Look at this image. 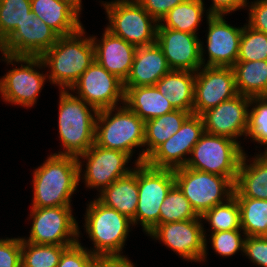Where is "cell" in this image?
Returning <instances> with one entry per match:
<instances>
[{
    "mask_svg": "<svg viewBox=\"0 0 267 267\" xmlns=\"http://www.w3.org/2000/svg\"><path fill=\"white\" fill-rule=\"evenodd\" d=\"M249 11L248 25L267 34V0L252 2Z\"/></svg>",
    "mask_w": 267,
    "mask_h": 267,
    "instance_id": "43",
    "label": "cell"
},
{
    "mask_svg": "<svg viewBox=\"0 0 267 267\" xmlns=\"http://www.w3.org/2000/svg\"><path fill=\"white\" fill-rule=\"evenodd\" d=\"M190 112L175 109L172 112L161 115L160 117L145 121L144 129V147L136 160V164L144 163L146 158L168 138L175 134L190 115Z\"/></svg>",
    "mask_w": 267,
    "mask_h": 267,
    "instance_id": "28",
    "label": "cell"
},
{
    "mask_svg": "<svg viewBox=\"0 0 267 267\" xmlns=\"http://www.w3.org/2000/svg\"><path fill=\"white\" fill-rule=\"evenodd\" d=\"M31 0H0V38L5 41L31 17Z\"/></svg>",
    "mask_w": 267,
    "mask_h": 267,
    "instance_id": "35",
    "label": "cell"
},
{
    "mask_svg": "<svg viewBox=\"0 0 267 267\" xmlns=\"http://www.w3.org/2000/svg\"><path fill=\"white\" fill-rule=\"evenodd\" d=\"M201 221V218H196L159 224L148 234L161 240L183 259L203 261L207 255V243Z\"/></svg>",
    "mask_w": 267,
    "mask_h": 267,
    "instance_id": "13",
    "label": "cell"
},
{
    "mask_svg": "<svg viewBox=\"0 0 267 267\" xmlns=\"http://www.w3.org/2000/svg\"><path fill=\"white\" fill-rule=\"evenodd\" d=\"M72 245L35 244L21 238L22 267H57L63 251Z\"/></svg>",
    "mask_w": 267,
    "mask_h": 267,
    "instance_id": "32",
    "label": "cell"
},
{
    "mask_svg": "<svg viewBox=\"0 0 267 267\" xmlns=\"http://www.w3.org/2000/svg\"><path fill=\"white\" fill-rule=\"evenodd\" d=\"M243 153L239 142L204 132L185 167L227 177L234 184Z\"/></svg>",
    "mask_w": 267,
    "mask_h": 267,
    "instance_id": "6",
    "label": "cell"
},
{
    "mask_svg": "<svg viewBox=\"0 0 267 267\" xmlns=\"http://www.w3.org/2000/svg\"><path fill=\"white\" fill-rule=\"evenodd\" d=\"M174 185L173 169L153 168L145 162L139 163L138 204L132 225L140 221L146 234L159 225L160 206Z\"/></svg>",
    "mask_w": 267,
    "mask_h": 267,
    "instance_id": "9",
    "label": "cell"
},
{
    "mask_svg": "<svg viewBox=\"0 0 267 267\" xmlns=\"http://www.w3.org/2000/svg\"><path fill=\"white\" fill-rule=\"evenodd\" d=\"M245 237L267 236V200L236 197Z\"/></svg>",
    "mask_w": 267,
    "mask_h": 267,
    "instance_id": "31",
    "label": "cell"
},
{
    "mask_svg": "<svg viewBox=\"0 0 267 267\" xmlns=\"http://www.w3.org/2000/svg\"><path fill=\"white\" fill-rule=\"evenodd\" d=\"M33 224L29 239L35 244L74 245L79 242V228L71 206L31 208Z\"/></svg>",
    "mask_w": 267,
    "mask_h": 267,
    "instance_id": "10",
    "label": "cell"
},
{
    "mask_svg": "<svg viewBox=\"0 0 267 267\" xmlns=\"http://www.w3.org/2000/svg\"><path fill=\"white\" fill-rule=\"evenodd\" d=\"M7 63H24L21 68H14L0 79V93L6 102L31 107L36 103L40 90L48 75H43L34 68L44 65L41 57H16L4 55ZM34 67V68H33Z\"/></svg>",
    "mask_w": 267,
    "mask_h": 267,
    "instance_id": "11",
    "label": "cell"
},
{
    "mask_svg": "<svg viewBox=\"0 0 267 267\" xmlns=\"http://www.w3.org/2000/svg\"><path fill=\"white\" fill-rule=\"evenodd\" d=\"M115 109L118 108L98 111L95 144L106 149L125 152L131 157L134 147L144 146L145 122L126 105L120 107L113 116L111 114Z\"/></svg>",
    "mask_w": 267,
    "mask_h": 267,
    "instance_id": "4",
    "label": "cell"
},
{
    "mask_svg": "<svg viewBox=\"0 0 267 267\" xmlns=\"http://www.w3.org/2000/svg\"><path fill=\"white\" fill-rule=\"evenodd\" d=\"M253 103L256 105L249 110L246 136L261 145H267V96L250 97V106ZM265 149L264 153L267 152V148Z\"/></svg>",
    "mask_w": 267,
    "mask_h": 267,
    "instance_id": "37",
    "label": "cell"
},
{
    "mask_svg": "<svg viewBox=\"0 0 267 267\" xmlns=\"http://www.w3.org/2000/svg\"><path fill=\"white\" fill-rule=\"evenodd\" d=\"M72 4L79 12H81V0H63Z\"/></svg>",
    "mask_w": 267,
    "mask_h": 267,
    "instance_id": "47",
    "label": "cell"
},
{
    "mask_svg": "<svg viewBox=\"0 0 267 267\" xmlns=\"http://www.w3.org/2000/svg\"><path fill=\"white\" fill-rule=\"evenodd\" d=\"M200 218L209 222L212 233L241 229L240 208L234 195L226 202L205 211Z\"/></svg>",
    "mask_w": 267,
    "mask_h": 267,
    "instance_id": "33",
    "label": "cell"
},
{
    "mask_svg": "<svg viewBox=\"0 0 267 267\" xmlns=\"http://www.w3.org/2000/svg\"><path fill=\"white\" fill-rule=\"evenodd\" d=\"M31 11L59 36L70 35L82 28L79 11L68 1L31 0Z\"/></svg>",
    "mask_w": 267,
    "mask_h": 267,
    "instance_id": "23",
    "label": "cell"
},
{
    "mask_svg": "<svg viewBox=\"0 0 267 267\" xmlns=\"http://www.w3.org/2000/svg\"><path fill=\"white\" fill-rule=\"evenodd\" d=\"M204 132L201 115L190 114L180 129L159 145L146 158L145 163L153 168L174 170L184 167L188 161L184 156L191 154L193 147Z\"/></svg>",
    "mask_w": 267,
    "mask_h": 267,
    "instance_id": "12",
    "label": "cell"
},
{
    "mask_svg": "<svg viewBox=\"0 0 267 267\" xmlns=\"http://www.w3.org/2000/svg\"><path fill=\"white\" fill-rule=\"evenodd\" d=\"M103 267H134L124 255L103 256Z\"/></svg>",
    "mask_w": 267,
    "mask_h": 267,
    "instance_id": "45",
    "label": "cell"
},
{
    "mask_svg": "<svg viewBox=\"0 0 267 267\" xmlns=\"http://www.w3.org/2000/svg\"><path fill=\"white\" fill-rule=\"evenodd\" d=\"M59 99L58 128L65 150L54 154L79 157L95 143L98 110L68 90H61Z\"/></svg>",
    "mask_w": 267,
    "mask_h": 267,
    "instance_id": "3",
    "label": "cell"
},
{
    "mask_svg": "<svg viewBox=\"0 0 267 267\" xmlns=\"http://www.w3.org/2000/svg\"><path fill=\"white\" fill-rule=\"evenodd\" d=\"M239 230L212 233L210 238L215 252L224 257L234 255L239 250L244 251L245 238H241Z\"/></svg>",
    "mask_w": 267,
    "mask_h": 267,
    "instance_id": "38",
    "label": "cell"
},
{
    "mask_svg": "<svg viewBox=\"0 0 267 267\" xmlns=\"http://www.w3.org/2000/svg\"><path fill=\"white\" fill-rule=\"evenodd\" d=\"M232 69L238 94L267 96V60L237 61Z\"/></svg>",
    "mask_w": 267,
    "mask_h": 267,
    "instance_id": "29",
    "label": "cell"
},
{
    "mask_svg": "<svg viewBox=\"0 0 267 267\" xmlns=\"http://www.w3.org/2000/svg\"><path fill=\"white\" fill-rule=\"evenodd\" d=\"M79 158L87 161L84 174L86 186L89 188L100 187L99 192L132 171L125 167L131 158L127 153L106 149L95 143L80 157H77V159Z\"/></svg>",
    "mask_w": 267,
    "mask_h": 267,
    "instance_id": "18",
    "label": "cell"
},
{
    "mask_svg": "<svg viewBox=\"0 0 267 267\" xmlns=\"http://www.w3.org/2000/svg\"><path fill=\"white\" fill-rule=\"evenodd\" d=\"M199 40L197 34L157 28L156 43L161 47L171 70L197 72L205 65L204 49Z\"/></svg>",
    "mask_w": 267,
    "mask_h": 267,
    "instance_id": "16",
    "label": "cell"
},
{
    "mask_svg": "<svg viewBox=\"0 0 267 267\" xmlns=\"http://www.w3.org/2000/svg\"><path fill=\"white\" fill-rule=\"evenodd\" d=\"M200 218L189 200L175 184L160 206L159 224Z\"/></svg>",
    "mask_w": 267,
    "mask_h": 267,
    "instance_id": "34",
    "label": "cell"
},
{
    "mask_svg": "<svg viewBox=\"0 0 267 267\" xmlns=\"http://www.w3.org/2000/svg\"><path fill=\"white\" fill-rule=\"evenodd\" d=\"M94 257L88 249L77 242L63 251L57 267H85Z\"/></svg>",
    "mask_w": 267,
    "mask_h": 267,
    "instance_id": "39",
    "label": "cell"
},
{
    "mask_svg": "<svg viewBox=\"0 0 267 267\" xmlns=\"http://www.w3.org/2000/svg\"><path fill=\"white\" fill-rule=\"evenodd\" d=\"M155 86L175 109L193 114L195 72L170 70Z\"/></svg>",
    "mask_w": 267,
    "mask_h": 267,
    "instance_id": "27",
    "label": "cell"
},
{
    "mask_svg": "<svg viewBox=\"0 0 267 267\" xmlns=\"http://www.w3.org/2000/svg\"><path fill=\"white\" fill-rule=\"evenodd\" d=\"M59 35L31 11V17L18 24L4 41L7 55L16 57H40L58 40Z\"/></svg>",
    "mask_w": 267,
    "mask_h": 267,
    "instance_id": "19",
    "label": "cell"
},
{
    "mask_svg": "<svg viewBox=\"0 0 267 267\" xmlns=\"http://www.w3.org/2000/svg\"><path fill=\"white\" fill-rule=\"evenodd\" d=\"M126 176L118 178L101 190L99 198L102 204L114 208L120 214L133 220L138 204V164Z\"/></svg>",
    "mask_w": 267,
    "mask_h": 267,
    "instance_id": "24",
    "label": "cell"
},
{
    "mask_svg": "<svg viewBox=\"0 0 267 267\" xmlns=\"http://www.w3.org/2000/svg\"><path fill=\"white\" fill-rule=\"evenodd\" d=\"M204 13L203 0H186L171 9L160 22L157 28H171L177 31L196 34L199 22Z\"/></svg>",
    "mask_w": 267,
    "mask_h": 267,
    "instance_id": "30",
    "label": "cell"
},
{
    "mask_svg": "<svg viewBox=\"0 0 267 267\" xmlns=\"http://www.w3.org/2000/svg\"><path fill=\"white\" fill-rule=\"evenodd\" d=\"M0 267H22L21 238L0 239Z\"/></svg>",
    "mask_w": 267,
    "mask_h": 267,
    "instance_id": "40",
    "label": "cell"
},
{
    "mask_svg": "<svg viewBox=\"0 0 267 267\" xmlns=\"http://www.w3.org/2000/svg\"><path fill=\"white\" fill-rule=\"evenodd\" d=\"M267 60V34L251 28L243 27L237 61Z\"/></svg>",
    "mask_w": 267,
    "mask_h": 267,
    "instance_id": "36",
    "label": "cell"
},
{
    "mask_svg": "<svg viewBox=\"0 0 267 267\" xmlns=\"http://www.w3.org/2000/svg\"><path fill=\"white\" fill-rule=\"evenodd\" d=\"M158 23L176 5L186 0H136Z\"/></svg>",
    "mask_w": 267,
    "mask_h": 267,
    "instance_id": "42",
    "label": "cell"
},
{
    "mask_svg": "<svg viewBox=\"0 0 267 267\" xmlns=\"http://www.w3.org/2000/svg\"><path fill=\"white\" fill-rule=\"evenodd\" d=\"M82 162L74 156L51 154L33 174L32 208L71 206V195L76 190Z\"/></svg>",
    "mask_w": 267,
    "mask_h": 267,
    "instance_id": "1",
    "label": "cell"
},
{
    "mask_svg": "<svg viewBox=\"0 0 267 267\" xmlns=\"http://www.w3.org/2000/svg\"><path fill=\"white\" fill-rule=\"evenodd\" d=\"M124 90V104L144 122L175 110L155 85L124 87Z\"/></svg>",
    "mask_w": 267,
    "mask_h": 267,
    "instance_id": "26",
    "label": "cell"
},
{
    "mask_svg": "<svg viewBox=\"0 0 267 267\" xmlns=\"http://www.w3.org/2000/svg\"><path fill=\"white\" fill-rule=\"evenodd\" d=\"M85 216L86 232L95 247L90 252L94 256L121 255L132 220L98 199L90 202Z\"/></svg>",
    "mask_w": 267,
    "mask_h": 267,
    "instance_id": "5",
    "label": "cell"
},
{
    "mask_svg": "<svg viewBox=\"0 0 267 267\" xmlns=\"http://www.w3.org/2000/svg\"><path fill=\"white\" fill-rule=\"evenodd\" d=\"M173 172L175 184L199 216L233 196L234 184L227 177L185 166L176 168Z\"/></svg>",
    "mask_w": 267,
    "mask_h": 267,
    "instance_id": "8",
    "label": "cell"
},
{
    "mask_svg": "<svg viewBox=\"0 0 267 267\" xmlns=\"http://www.w3.org/2000/svg\"><path fill=\"white\" fill-rule=\"evenodd\" d=\"M78 90L77 97L92 105L98 111L116 107L121 100L124 103V86L114 74L109 73L96 60L84 71L70 88Z\"/></svg>",
    "mask_w": 267,
    "mask_h": 267,
    "instance_id": "14",
    "label": "cell"
},
{
    "mask_svg": "<svg viewBox=\"0 0 267 267\" xmlns=\"http://www.w3.org/2000/svg\"><path fill=\"white\" fill-rule=\"evenodd\" d=\"M203 67L195 72L193 114L196 115L238 94L232 67Z\"/></svg>",
    "mask_w": 267,
    "mask_h": 267,
    "instance_id": "15",
    "label": "cell"
},
{
    "mask_svg": "<svg viewBox=\"0 0 267 267\" xmlns=\"http://www.w3.org/2000/svg\"><path fill=\"white\" fill-rule=\"evenodd\" d=\"M245 152L241 158L234 183L235 197H249L267 200V153L257 155L247 165Z\"/></svg>",
    "mask_w": 267,
    "mask_h": 267,
    "instance_id": "25",
    "label": "cell"
},
{
    "mask_svg": "<svg viewBox=\"0 0 267 267\" xmlns=\"http://www.w3.org/2000/svg\"><path fill=\"white\" fill-rule=\"evenodd\" d=\"M207 48L209 59L205 66L232 67L239 56L243 27L227 24L223 15H208Z\"/></svg>",
    "mask_w": 267,
    "mask_h": 267,
    "instance_id": "20",
    "label": "cell"
},
{
    "mask_svg": "<svg viewBox=\"0 0 267 267\" xmlns=\"http://www.w3.org/2000/svg\"><path fill=\"white\" fill-rule=\"evenodd\" d=\"M95 60L109 73L125 81L131 70L136 46L105 30L101 40L92 37ZM98 41V42H97Z\"/></svg>",
    "mask_w": 267,
    "mask_h": 267,
    "instance_id": "21",
    "label": "cell"
},
{
    "mask_svg": "<svg viewBox=\"0 0 267 267\" xmlns=\"http://www.w3.org/2000/svg\"><path fill=\"white\" fill-rule=\"evenodd\" d=\"M84 27L77 32L59 36L57 42L40 57L51 73L52 84H58L61 90L70 88L95 60V48L92 37L82 38Z\"/></svg>",
    "mask_w": 267,
    "mask_h": 267,
    "instance_id": "2",
    "label": "cell"
},
{
    "mask_svg": "<svg viewBox=\"0 0 267 267\" xmlns=\"http://www.w3.org/2000/svg\"><path fill=\"white\" fill-rule=\"evenodd\" d=\"M208 15H225L247 6V0H213Z\"/></svg>",
    "mask_w": 267,
    "mask_h": 267,
    "instance_id": "44",
    "label": "cell"
},
{
    "mask_svg": "<svg viewBox=\"0 0 267 267\" xmlns=\"http://www.w3.org/2000/svg\"><path fill=\"white\" fill-rule=\"evenodd\" d=\"M249 106L250 97L237 94L218 106L206 110L201 114L204 131L236 141V137L247 133Z\"/></svg>",
    "mask_w": 267,
    "mask_h": 267,
    "instance_id": "17",
    "label": "cell"
},
{
    "mask_svg": "<svg viewBox=\"0 0 267 267\" xmlns=\"http://www.w3.org/2000/svg\"><path fill=\"white\" fill-rule=\"evenodd\" d=\"M85 267H103V256H95Z\"/></svg>",
    "mask_w": 267,
    "mask_h": 267,
    "instance_id": "46",
    "label": "cell"
},
{
    "mask_svg": "<svg viewBox=\"0 0 267 267\" xmlns=\"http://www.w3.org/2000/svg\"><path fill=\"white\" fill-rule=\"evenodd\" d=\"M243 252L254 264L267 267V236L245 237Z\"/></svg>",
    "mask_w": 267,
    "mask_h": 267,
    "instance_id": "41",
    "label": "cell"
},
{
    "mask_svg": "<svg viewBox=\"0 0 267 267\" xmlns=\"http://www.w3.org/2000/svg\"><path fill=\"white\" fill-rule=\"evenodd\" d=\"M161 47L155 42L151 45L137 47L133 64L124 87H142L155 85L170 71Z\"/></svg>",
    "mask_w": 267,
    "mask_h": 267,
    "instance_id": "22",
    "label": "cell"
},
{
    "mask_svg": "<svg viewBox=\"0 0 267 267\" xmlns=\"http://www.w3.org/2000/svg\"><path fill=\"white\" fill-rule=\"evenodd\" d=\"M0 51L2 52L3 55H5V50H4V41L0 38Z\"/></svg>",
    "mask_w": 267,
    "mask_h": 267,
    "instance_id": "48",
    "label": "cell"
},
{
    "mask_svg": "<svg viewBox=\"0 0 267 267\" xmlns=\"http://www.w3.org/2000/svg\"><path fill=\"white\" fill-rule=\"evenodd\" d=\"M103 5L110 24L106 29L111 33L136 47L156 42L158 22L136 0H114Z\"/></svg>",
    "mask_w": 267,
    "mask_h": 267,
    "instance_id": "7",
    "label": "cell"
}]
</instances>
